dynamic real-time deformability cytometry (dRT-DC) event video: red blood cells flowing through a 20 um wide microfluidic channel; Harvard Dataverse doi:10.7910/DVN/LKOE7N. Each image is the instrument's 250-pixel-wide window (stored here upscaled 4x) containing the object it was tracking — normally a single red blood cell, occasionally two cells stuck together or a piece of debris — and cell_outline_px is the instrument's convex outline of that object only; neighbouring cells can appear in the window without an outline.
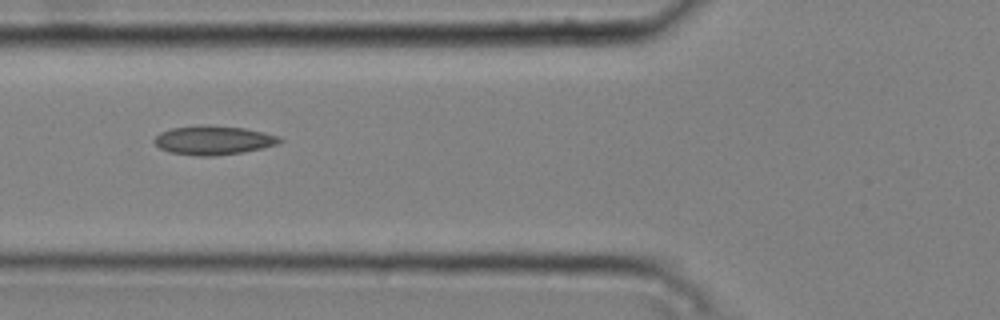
{"species": "common noctule bat (a hibernating species)", "species_latin": "Nyctalus noctula", "temperature_condition": "cold", "stored_images_in_passage": 8, "camera_frame_rate_fps": 3000, "um_per_image_px": 0.085, "animal": {"sex": "male", "body_mass_g": 20.4}, "frame": {"image": 1, "passage_image": 6, "time_ms": 1.667, "image_size_px": [1000, 320], "cell_outline_px": [[284, 140], [280, 144], [264, 148], [244, 152], [216, 156], [196, 156], [168, 152], [160, 148], [152, 140], [160, 132], [172, 128], [200, 124], [208, 124], [244, 128], [264, 132], [280, 136]], "centroid_in_image_um": [18.17, 11.92], "position_along_channel_um": 107.6, "area_um2": 21.68}}
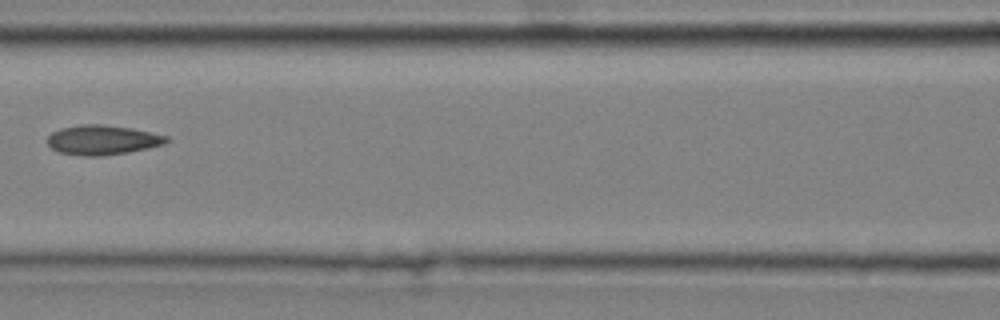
{"frame": {"image": 2, "passage_image": 7, "time_ms": 2.0, "image_size_px": [1000, 320], "cell_outline_px": [[172, 140], [164, 144], [148, 148], [128, 152], [100, 156], [84, 156], [60, 152], [52, 148], [48, 144], [48, 136], [52, 132], [60, 128], [84, 124], [100, 124], [132, 128], [168, 136]], "centroid_in_image_um": [8.74, 11.89], "position_along_channel_um": 157.9, "area_um2": 20.52}}
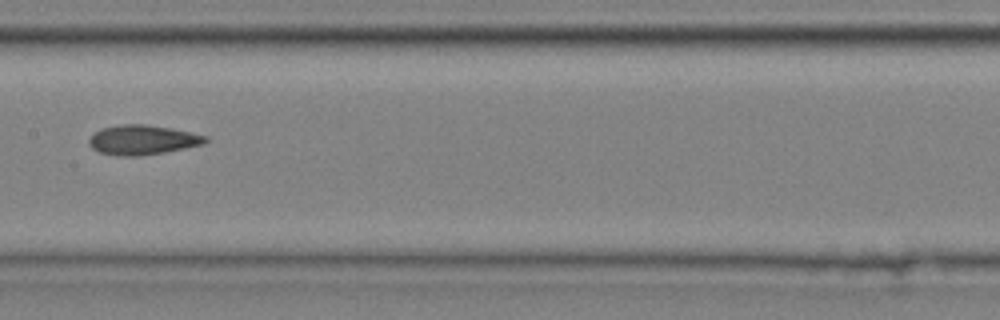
{"frame": {"image": 3, "passage_image": 8, "time_ms": 2.333, "image_size_px": [1000, 320], "cell_outline_px": [[208, 140], [204, 144], [164, 152], [140, 156], [120, 156], [100, 152], [92, 148], [88, 144], [88, 140], [100, 128], [120, 124], [144, 124], [172, 128], [208, 136]], "centroid_in_image_um": [12.11, 11.88], "position_along_channel_um": 195.3, "area_um2": 20.11}}